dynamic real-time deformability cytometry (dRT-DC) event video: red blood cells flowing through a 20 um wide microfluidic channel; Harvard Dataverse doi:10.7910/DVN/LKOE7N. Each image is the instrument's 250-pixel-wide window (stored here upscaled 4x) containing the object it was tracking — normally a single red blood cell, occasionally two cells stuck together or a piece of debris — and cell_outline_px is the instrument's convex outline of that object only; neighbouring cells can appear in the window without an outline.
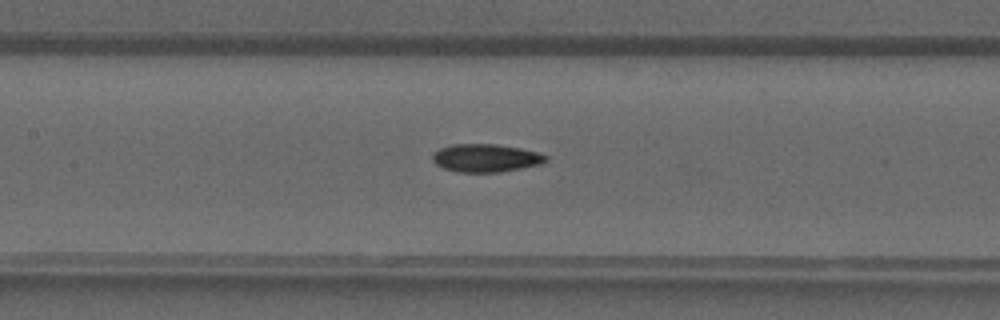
{"species": "common noctule bat (a hibernating species)", "species_latin": "Nyctalus noctula", "temperature_condition": "warm", "stored_images_in_passage": 35, "camera_frame_rate_fps": 3000, "um_per_image_px": 0.085, "animal": {"sex": "male", "forearm_length_mm": 52.5}, "frame": {"image": 1, "passage_image": 14, "time_ms": 4.333, "image_size_px": [1000, 320], "cell_outline_px": [[548, 160], [540, 164], [500, 172], [456, 172], [444, 168], [436, 164], [432, 160], [432, 152], [440, 148], [452, 144], [496, 144], [520, 148], [540, 152], [548, 156]], "centroid_in_image_um": [41.28, 13.42], "position_along_channel_um": 166.1, "area_um2": 18.61}}
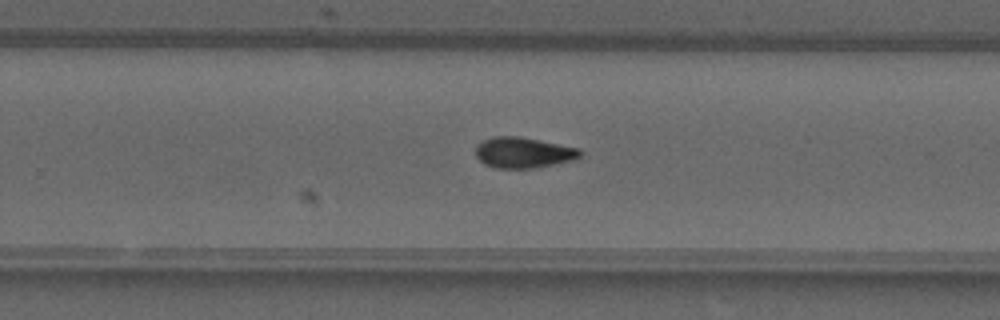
{"frame": {"image": 2, "passage_image": 21, "time_ms": 6.667, "image_size_px": [1000, 320], "cell_outline_px": [[584, 152], [580, 156], [572, 160], [532, 168], [496, 168], [484, 164], [476, 156], [476, 144], [492, 136], [516, 136], [540, 140], [580, 148]], "centroid_in_image_um": [44.47, 12.96], "position_along_channel_um": 285.3, "area_um2": 18.67}}
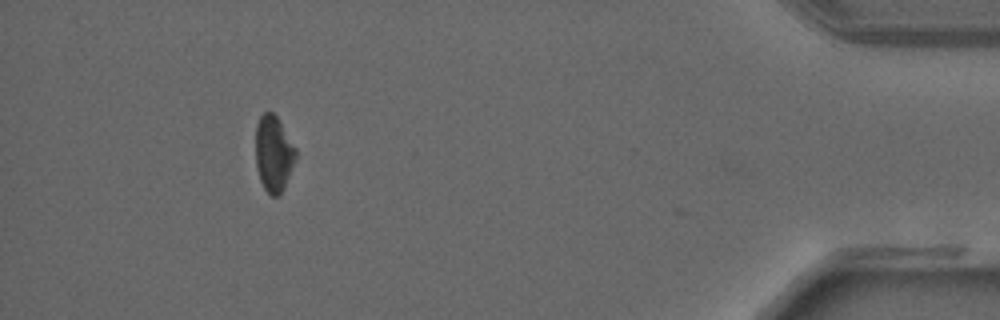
{"frame": {"image": 3, "passage_image": 32, "time_ms": 10.333, "image_size_px": [1000, 320], "cell_outline_px": [[296, 160], [284, 188], [276, 196], [272, 196], [264, 188], [260, 180], [256, 164], [256, 124], [260, 116], [264, 112], [272, 112], [276, 116], [296, 148]], "centroid_in_image_um": [23.26, 13.05], "position_along_channel_um": 411.9, "area_um2": 17.63}}